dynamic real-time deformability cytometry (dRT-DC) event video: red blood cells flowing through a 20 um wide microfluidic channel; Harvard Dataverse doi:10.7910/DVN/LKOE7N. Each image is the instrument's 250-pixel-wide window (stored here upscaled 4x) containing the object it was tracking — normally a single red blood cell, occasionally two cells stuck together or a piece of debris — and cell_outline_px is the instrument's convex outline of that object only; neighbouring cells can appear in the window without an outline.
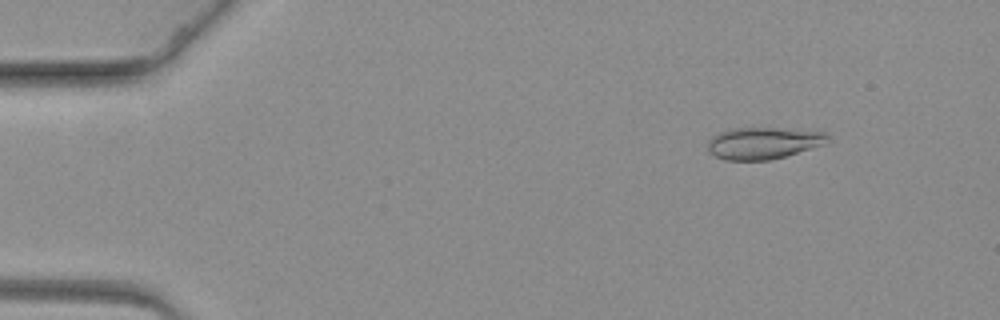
{"species": "common noctule bat (a hibernating species)", "species_latin": "Nyctalus noctula", "temperature_condition": "warm", "stored_images_in_passage": 59, "camera_frame_rate_fps": 3000, "um_per_image_px": 0.085, "animal": {"sex": "female", "body_mass_g": 19.3, "forearm_length_mm": 54.1}, "frame": {"image": 1, "passage_image": 4, "time_ms": 1.0, "image_size_px": [1000, 320], "cell_outline_px": [[828, 136], [824, 144], [784, 156], [768, 160], [724, 160], [708, 152], [708, 140], [712, 136], [728, 128], [776, 128], [824, 132]], "centroid_in_image_um": [64.8, 12.16], "position_along_channel_um": 20.2, "area_um2": 21.96}}
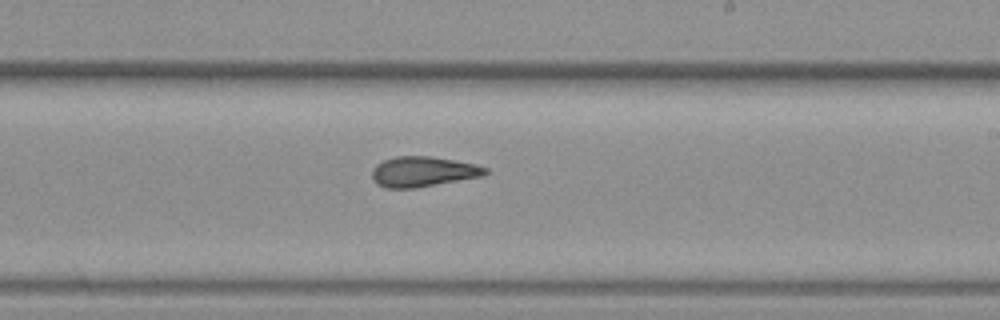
{"frame": {"image": 2, "passage_image": 34, "time_ms": 11.0, "image_size_px": [1000, 320], "cell_outline_px": [[488, 172], [484, 176], [416, 188], [384, 188], [376, 184], [372, 180], [372, 168], [376, 164], [384, 160], [396, 156], [432, 156], [476, 164], [488, 168]], "centroid_in_image_um": [35.95, 14.59], "position_along_channel_um": 253.1, "area_um2": 20.23}}
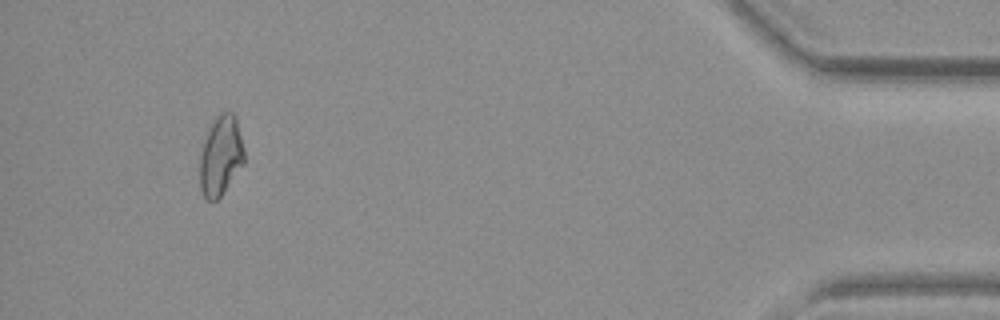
{"frame": {"image": 3, "passage_image": 55, "time_ms": 18.0, "image_size_px": [1000, 320], "cell_outline_px": [[244, 164], [220, 196], [216, 200], [208, 200], [204, 196], [200, 188], [200, 156], [208, 128], [216, 116], [220, 112], [232, 112], [236, 116], [244, 148]], "centroid_in_image_um": [18.77, 13.21], "position_along_channel_um": 416.4, "area_um2": 20.58}}